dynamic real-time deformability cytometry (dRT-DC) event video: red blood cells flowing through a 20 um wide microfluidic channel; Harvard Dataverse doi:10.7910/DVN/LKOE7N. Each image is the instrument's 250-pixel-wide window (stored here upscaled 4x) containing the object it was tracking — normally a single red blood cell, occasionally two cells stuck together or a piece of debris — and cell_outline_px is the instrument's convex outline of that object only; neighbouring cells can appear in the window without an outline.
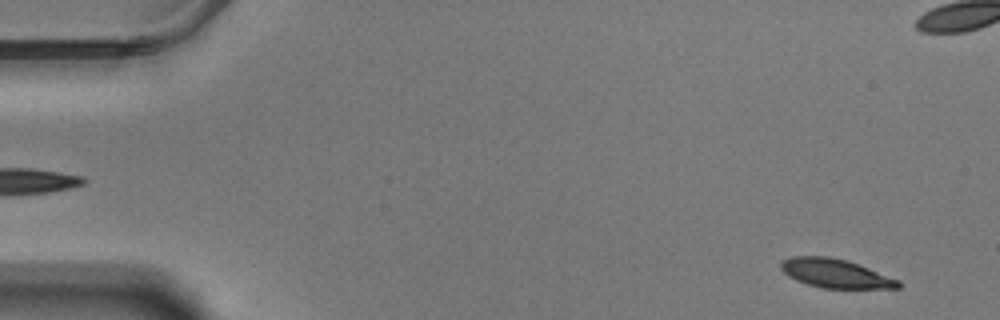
{"species": "Egyptian fruit bat (a non-hibernating species)", "species_latin": "Rousettus aegyptiacus", "temperature_condition": "warm", "stored_images_in_passage": 59, "camera_frame_rate_fps": 3000, "um_per_image_px": 0.085, "animal": {"sex": "male"}, "frame": {"image": 1, "passage_image": 3, "time_ms": 0.667, "image_size_px": [1000, 320], "cell_outline_px": [[900, 288], [820, 288], [796, 280], [788, 276], [780, 268], [780, 260], [792, 256], [828, 256], [848, 260], [900, 280]], "centroid_in_image_um": [70.98, 23.23], "position_along_channel_um": 14.0, "area_um2": 19.83}}
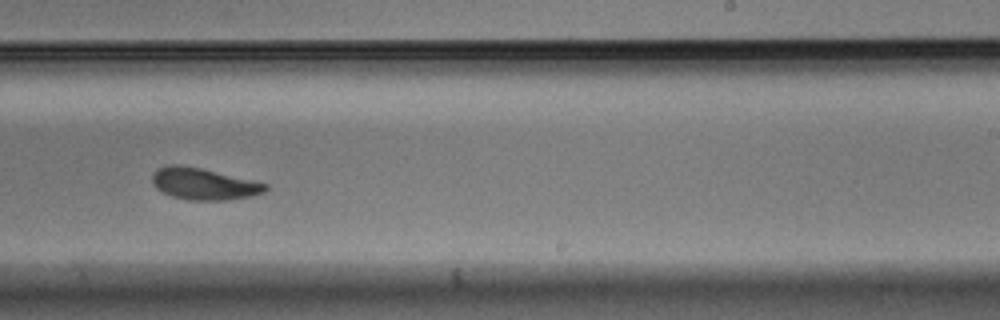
{"frame": {"image": 2, "passage_image": 36, "time_ms": 11.667, "image_size_px": [1000, 320], "cell_outline_px": [[268, 188], [264, 192], [252, 196], [224, 200], [188, 200], [172, 196], [156, 188], [152, 184], [152, 172], [156, 168], [172, 164], [180, 164], [200, 168], [268, 184]], "centroid_in_image_um": [17.27, 15.62], "position_along_channel_um": 271.7, "area_um2": 20.81}}
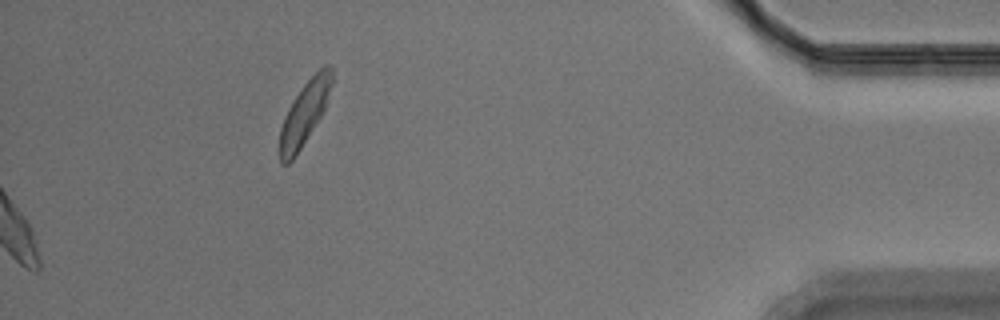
{"frame": {"image": 3, "passage_image": 59, "time_ms": 19.333, "image_size_px": [1000, 320], "cell_outline_px": [[332, 84], [328, 100], [320, 116], [300, 148], [292, 160], [288, 164], [280, 164], [280, 128], [284, 116], [292, 100], [304, 84], [324, 64], [328, 64], [332, 68]], "centroid_in_image_um": [25.88, 9.59], "position_along_channel_um": 409.3, "area_um2": 18.84}, "authors_computed_cell_mechanics": {"area_um2": 20.808, "velocity_mm_per_s": 3.4512, "shape_relaxation_time_tau1_ms": 3.1664, "shape_relaxation_time_tau2_ms": 2.2814, "deformation_change_tau1": 0.1373, "deformation_change_tau2": 0.0862}}